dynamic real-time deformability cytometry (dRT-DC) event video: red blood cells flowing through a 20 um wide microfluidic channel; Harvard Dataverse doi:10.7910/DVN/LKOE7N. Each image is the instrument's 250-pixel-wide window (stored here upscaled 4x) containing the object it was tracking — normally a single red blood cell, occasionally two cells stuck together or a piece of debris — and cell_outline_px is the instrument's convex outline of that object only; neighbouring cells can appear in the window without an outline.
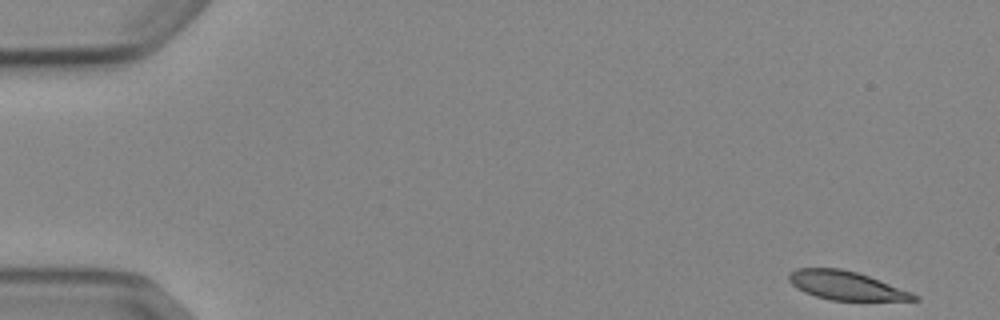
{"species": "Egyptian fruit bat (a non-hibernating species)", "species_latin": "Rousettus aegyptiacus", "temperature_condition": "cold", "stored_images_in_passage": 8, "camera_frame_rate_fps": 3000, "um_per_image_px": 0.085, "animal": {"sex": "female"}, "frame": {"image": 1, "passage_image": 1, "time_ms": 0.0, "image_size_px": [1000, 320], "cell_outline_px": [[920, 300], [832, 300], [816, 296], [804, 292], [796, 288], [788, 280], [788, 272], [796, 268], [840, 268], [856, 272], [868, 276], [912, 292], [920, 296]], "centroid_in_image_um": [71.89, 24.26], "position_along_channel_um": 13.1, "area_um2": 20.81}}
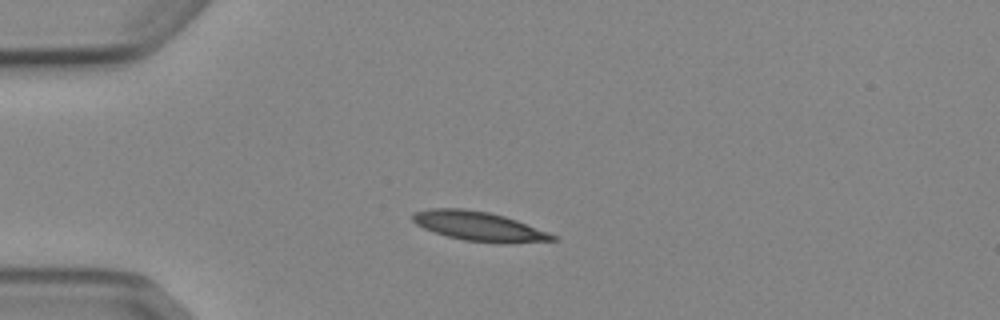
{"frame": {"image": 2, "passage_image": 4, "time_ms": 3.667, "image_size_px": [1000, 320], "cell_outline_px": [[560, 240], [508, 244], [500, 244], [464, 240], [448, 236], [424, 228], [416, 224], [412, 220], [412, 212], [428, 208], [464, 208], [488, 212], [504, 216], [516, 220], [548, 232], [556, 236]], "centroid_in_image_um": [40.72, 19.24], "position_along_channel_um": 44.3, "area_um2": 24.1}}
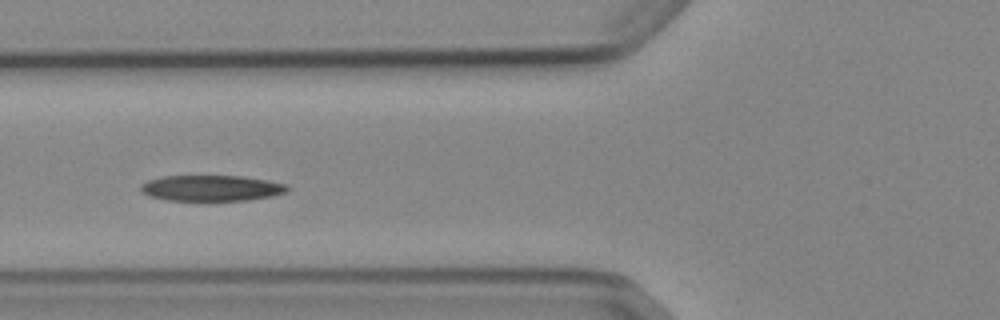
{"frame": {"image": 3, "passage_image": 6, "time_ms": 6.0, "image_size_px": [1000, 320], "cell_outline_px": [[288, 192], [272, 196], [248, 200], [208, 204], [168, 200], [148, 196], [140, 192], [140, 184], [148, 180], [164, 176], [240, 176], [288, 184]], "centroid_in_image_um": [17.93, 16.05], "position_along_channel_um": 107.9, "area_um2": 23.18}}